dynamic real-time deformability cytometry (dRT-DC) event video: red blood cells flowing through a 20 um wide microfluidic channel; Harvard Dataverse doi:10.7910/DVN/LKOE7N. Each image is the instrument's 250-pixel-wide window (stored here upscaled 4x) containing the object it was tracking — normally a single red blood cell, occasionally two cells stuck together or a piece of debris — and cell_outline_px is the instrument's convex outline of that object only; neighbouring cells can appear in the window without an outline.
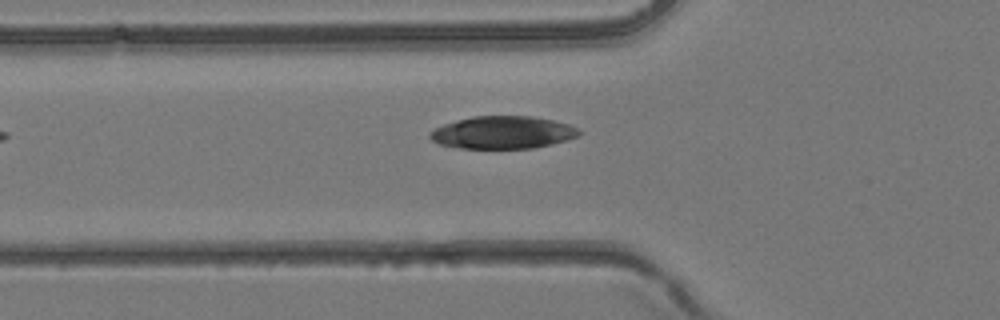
{"species": "common noctule bat (a hibernating species)", "species_latin": "Nyctalus noctula", "temperature_condition": "room temperature", "stored_images_in_passage": 3, "camera_frame_rate_fps": 3000, "um_per_image_px": 0.085, "animal": {"sex": "female", "body_mass_g": 24.6, "forearm_length_mm": 56.2}, "frame": {"image": 1, "passage_image": 3, "time_ms": 0.667, "image_size_px": [1000, 320], "cell_outline_px": [[584, 132], [580, 136], [568, 140], [552, 144], [532, 148], [460, 148], [440, 144], [432, 140], [428, 136], [436, 128], [444, 124], [456, 120], [472, 116], [532, 116], [552, 120], [568, 124], [580, 128]], "centroid_in_image_um": [42.8, 11.26], "position_along_channel_um": 83.0, "area_um2": 28.38}}